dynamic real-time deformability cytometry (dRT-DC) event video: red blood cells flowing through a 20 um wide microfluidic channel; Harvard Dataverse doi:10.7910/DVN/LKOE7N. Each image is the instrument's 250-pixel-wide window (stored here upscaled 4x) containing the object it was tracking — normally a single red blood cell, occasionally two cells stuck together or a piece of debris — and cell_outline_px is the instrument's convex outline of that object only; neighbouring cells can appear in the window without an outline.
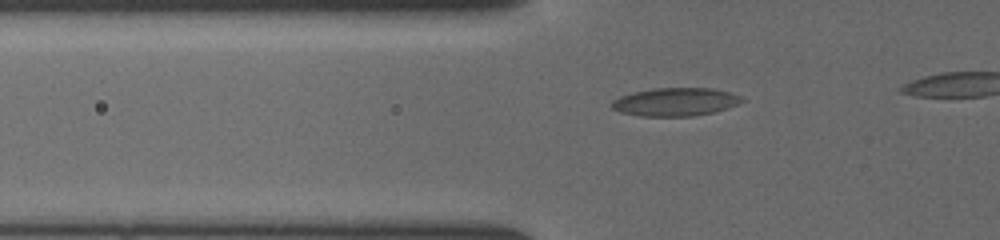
{"species": "common noctule bat (a hibernating species)", "species_latin": "Nyctalus noctula", "temperature_condition": "cold", "stored_images_in_passage": 14, "camera_frame_rate_fps": 3000, "um_per_image_px": 0.085, "animal": {"sex": "female", "body_mass_g": 19.5, "forearm_length_mm": 54.1}, "frame": {"image": 1, "passage_image": 8, "time_ms": 3.0, "image_size_px": [1000, 240], "cell_outline_px": [[744, 100], [728, 108], [712, 112], [692, 116], [640, 116], [620, 112], [612, 108], [608, 104], [612, 100], [620, 96], [632, 92], [652, 88], [712, 88], [728, 92], [740, 96]], "centroid_in_image_um": [57.34, 8.66], "position_along_channel_um": 68.5, "area_um2": 21.39}}
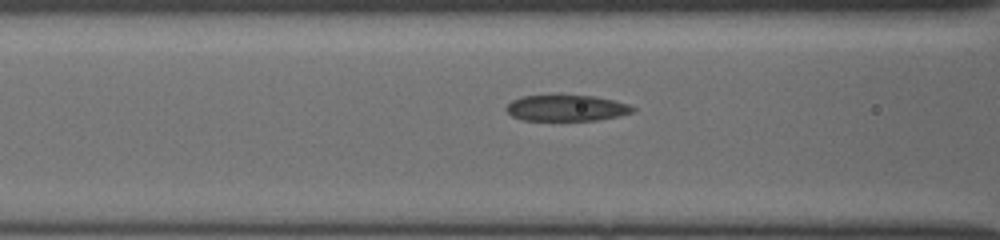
{"frame": {"image": 2, "passage_image": 12, "time_ms": 4.333, "image_size_px": [1000, 240], "cell_outline_px": [[636, 112], [596, 120], [524, 120], [512, 116], [504, 108], [512, 100], [524, 96], [556, 92], [560, 92], [592, 96], [612, 100], [628, 104], [636, 108]], "centroid_in_image_um": [48.12, 9.13], "position_along_channel_um": 118.5, "area_um2": 19.94}}